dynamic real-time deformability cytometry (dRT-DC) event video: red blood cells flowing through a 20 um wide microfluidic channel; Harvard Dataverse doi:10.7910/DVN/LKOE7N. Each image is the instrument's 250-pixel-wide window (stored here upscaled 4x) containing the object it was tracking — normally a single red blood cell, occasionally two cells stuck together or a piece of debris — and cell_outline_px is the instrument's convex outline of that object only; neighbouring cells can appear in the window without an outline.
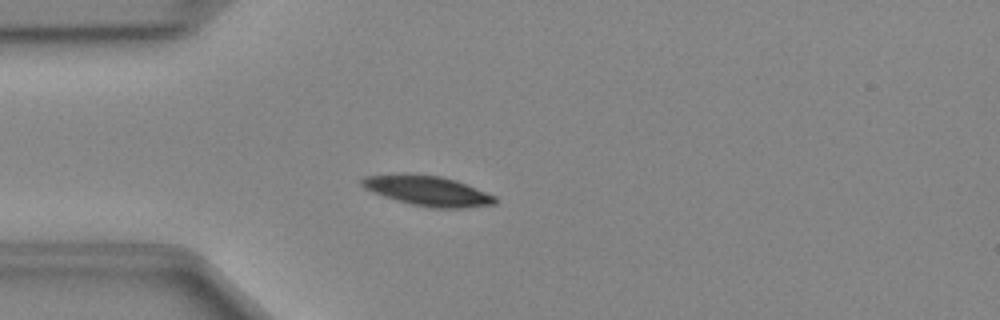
{"species": "Egyptian fruit bat (a non-hibernating species)", "species_latin": "Rousettus aegyptiacus", "temperature_condition": "cold", "stored_images_in_passage": 39, "camera_frame_rate_fps": 3000, "um_per_image_px": 0.085, "animal": {"sex": "female"}, "frame": {"image": 1, "passage_image": 3, "time_ms": 0.667, "image_size_px": [1000, 320], "cell_outline_px": [[496, 204], [464, 208], [432, 208], [412, 204], [384, 196], [364, 188], [360, 184], [360, 180], [364, 176], [440, 176], [456, 180], [468, 184], [496, 196]], "centroid_in_image_um": [36.45, 16.26], "position_along_channel_um": 48.5, "area_um2": 22.48}}
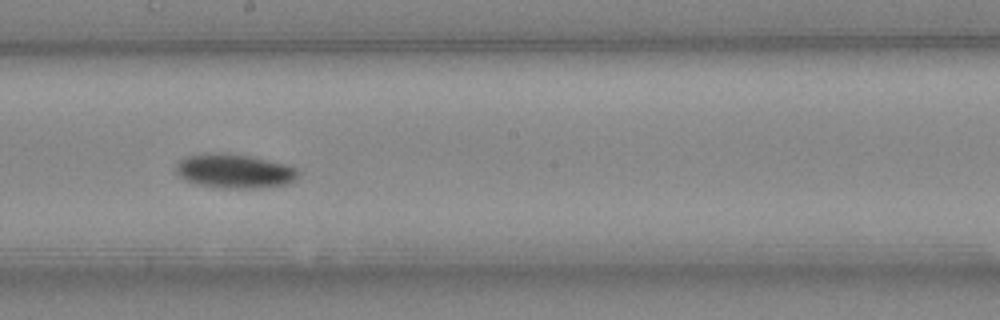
{"frame": {"image": 2, "passage_image": 17, "time_ms": 5.333, "image_size_px": [1000, 320], "cell_outline_px": [[300, 172], [296, 180], [288, 184], [260, 188], [216, 188], [184, 180], [176, 172], [176, 164], [180, 160], [188, 156], [216, 152], [220, 152], [252, 156], [284, 164], [296, 168]], "centroid_in_image_um": [19.95, 14.55], "position_along_channel_um": 228.2, "area_um2": 24.45}}
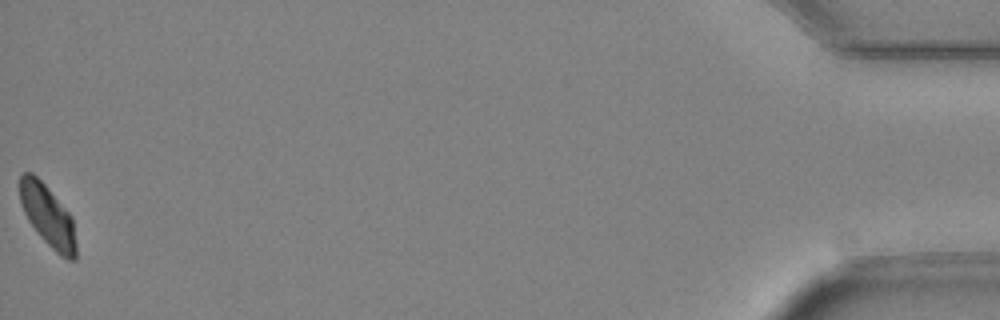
{"frame": {"image": 3, "passage_image": 39, "time_ms": 12.667, "image_size_px": [1000, 320], "cell_outline_px": [[76, 260], [68, 260], [60, 256], [40, 236], [28, 220], [24, 212], [20, 200], [20, 176], [24, 172], [32, 172], [48, 188], [72, 216], [76, 244]], "centroid_in_image_um": [4.07, 18.36], "position_along_channel_um": 431.1, "area_um2": 20.0}}